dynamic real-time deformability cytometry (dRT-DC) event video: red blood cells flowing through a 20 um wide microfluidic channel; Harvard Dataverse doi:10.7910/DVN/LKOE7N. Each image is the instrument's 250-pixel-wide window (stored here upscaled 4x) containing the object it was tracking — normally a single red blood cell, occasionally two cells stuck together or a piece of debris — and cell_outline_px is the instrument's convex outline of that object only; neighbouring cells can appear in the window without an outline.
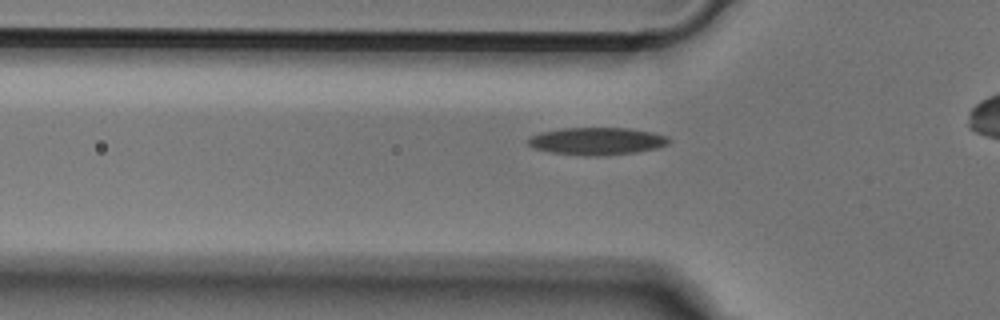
{"species": "Egyptian fruit bat (a non-hibernating species)", "species_latin": "Rousettus aegyptiacus", "temperature_condition": "cold", "stored_images_in_passage": 36, "camera_frame_rate_fps": 3000, "um_per_image_px": 0.085, "animal": {"sex": "male"}, "frame": {"image": 1, "passage_image": 11, "time_ms": 3.333, "image_size_px": [1000, 320], "cell_outline_px": [[672, 140], [668, 144], [656, 148], [636, 152], [600, 156], [584, 156], [552, 152], [532, 148], [528, 144], [528, 136], [540, 132], [564, 128], [628, 128], [652, 132], [668, 136]], "centroid_in_image_um": [50.73, 12.0], "position_along_channel_um": 75.1, "area_um2": 22.66}}
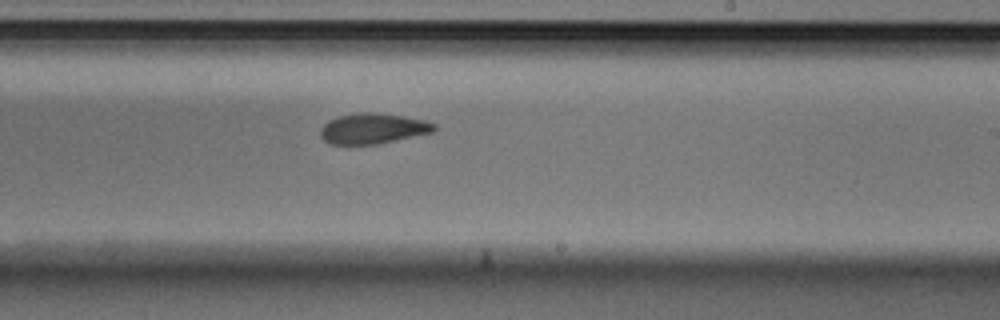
{"frame": {"image": 2, "passage_image": 25, "time_ms": 8.0, "image_size_px": [1000, 320], "cell_outline_px": [[436, 128], [432, 132], [376, 144], [328, 144], [320, 136], [320, 128], [328, 120], [340, 116], [360, 112], [376, 112], [404, 116], [424, 120], [436, 124]], "centroid_in_image_um": [31.67, 10.92], "position_along_channel_um": 257.3, "area_um2": 20.11}}
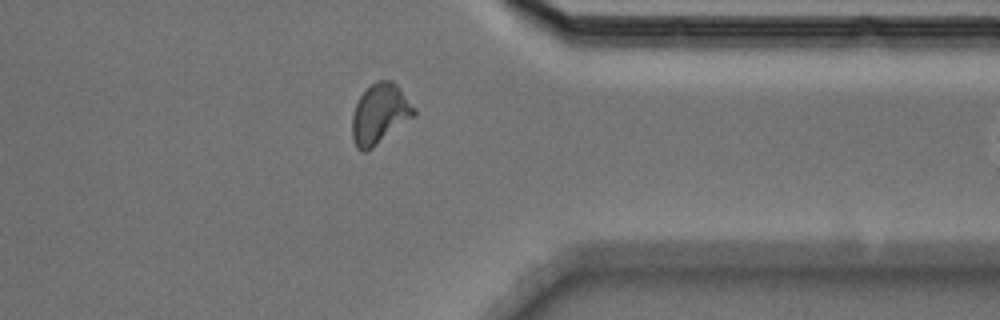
{"frame": {"image": 3, "passage_image": 35, "time_ms": 11.333, "image_size_px": [1000, 320], "cell_outline_px": [[416, 116], [372, 148], [364, 152], [360, 152], [356, 148], [352, 140], [352, 116], [356, 104], [360, 96], [376, 80], [392, 80], [400, 88], [416, 108]], "centroid_in_image_um": [32.3, 9.7], "position_along_channel_um": 379.1, "area_um2": 21.85}}